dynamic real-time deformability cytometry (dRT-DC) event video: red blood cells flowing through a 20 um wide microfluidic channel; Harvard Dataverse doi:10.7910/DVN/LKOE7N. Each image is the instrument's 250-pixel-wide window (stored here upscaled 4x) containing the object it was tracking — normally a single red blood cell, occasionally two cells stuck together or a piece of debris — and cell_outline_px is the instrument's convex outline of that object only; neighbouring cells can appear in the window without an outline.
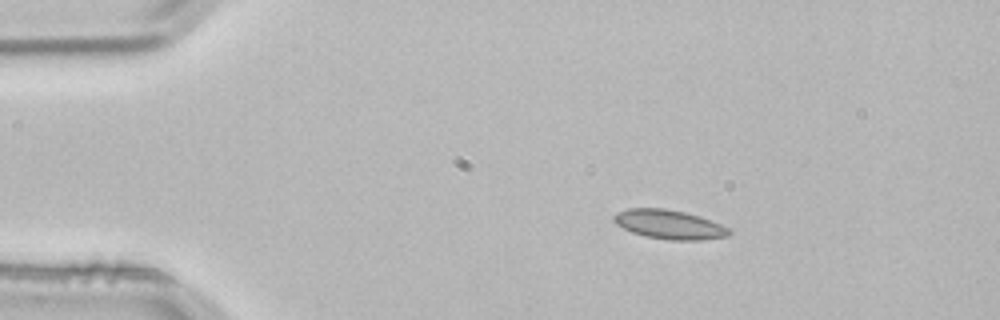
{"species": "common noctule bat (a hibernating species)", "species_latin": "Nyctalus noctula", "temperature_condition": "room temperature", "stored_images_in_passage": 4, "camera_frame_rate_fps": 3000, "um_per_image_px": 0.085, "animal": {"sex": "male", "body_mass_g": 21.5, "forearm_length_mm": 52.0}, "frame": {"image": 1, "passage_image": 1, "time_ms": 0.0, "image_size_px": [1000, 320], "cell_outline_px": [[732, 232], [728, 236], [700, 240], [668, 240], [644, 236], [632, 232], [616, 224], [612, 220], [612, 216], [616, 212], [628, 208], [664, 208], [684, 212], [700, 216], [720, 224], [728, 228]], "centroid_in_image_um": [56.85, 19.08], "position_along_channel_um": 28.1, "area_um2": 19.65}}